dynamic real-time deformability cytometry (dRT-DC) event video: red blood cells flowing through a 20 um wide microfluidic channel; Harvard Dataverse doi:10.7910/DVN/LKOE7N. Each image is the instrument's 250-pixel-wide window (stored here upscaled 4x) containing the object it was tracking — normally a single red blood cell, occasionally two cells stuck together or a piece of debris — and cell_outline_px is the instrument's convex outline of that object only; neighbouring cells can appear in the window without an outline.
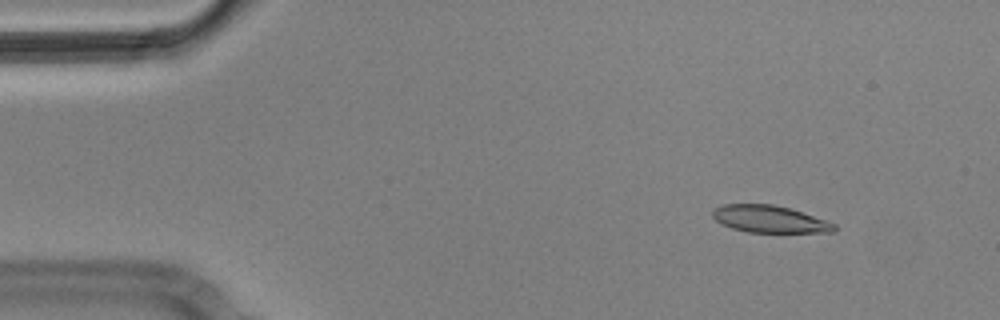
{"species": "Egyptian fruit bat (a non-hibernating species)", "species_latin": "Rousettus aegyptiacus", "temperature_condition": "cold", "stored_images_in_passage": 6, "camera_frame_rate_fps": 3000, "um_per_image_px": 0.085, "animal": {"sex": "male"}, "frame": {"image": 1, "passage_image": 2, "time_ms": 0.333, "image_size_px": [1000, 320], "cell_outline_px": [[836, 232], [748, 232], [732, 228], [716, 220], [712, 216], [712, 208], [720, 204], [772, 204], [792, 208], [836, 224]], "centroid_in_image_um": [65.41, 18.61], "position_along_channel_um": 19.6, "area_um2": 19.31}}
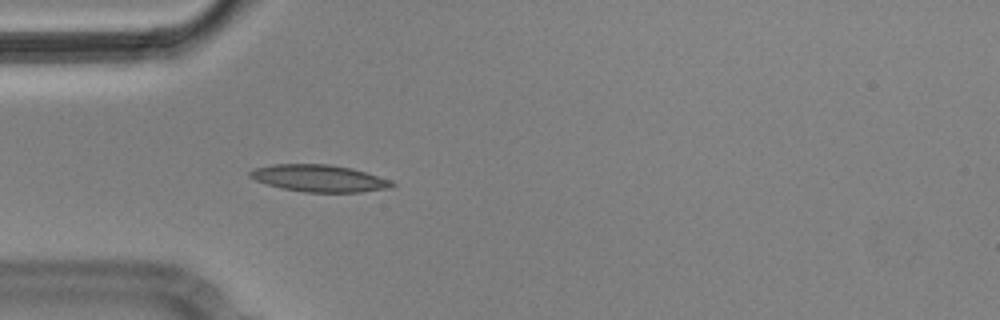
{"frame": {"image": 2, "passage_image": 4, "time_ms": 1.0, "image_size_px": [1000, 320], "cell_outline_px": [[396, 184], [392, 188], [360, 192], [304, 192], [280, 188], [256, 180], [248, 176], [248, 172], [256, 168], [272, 164], [328, 164], [352, 168], [392, 180]], "centroid_in_image_um": [27.16, 15.16], "position_along_channel_um": 57.8, "area_um2": 22.43}}